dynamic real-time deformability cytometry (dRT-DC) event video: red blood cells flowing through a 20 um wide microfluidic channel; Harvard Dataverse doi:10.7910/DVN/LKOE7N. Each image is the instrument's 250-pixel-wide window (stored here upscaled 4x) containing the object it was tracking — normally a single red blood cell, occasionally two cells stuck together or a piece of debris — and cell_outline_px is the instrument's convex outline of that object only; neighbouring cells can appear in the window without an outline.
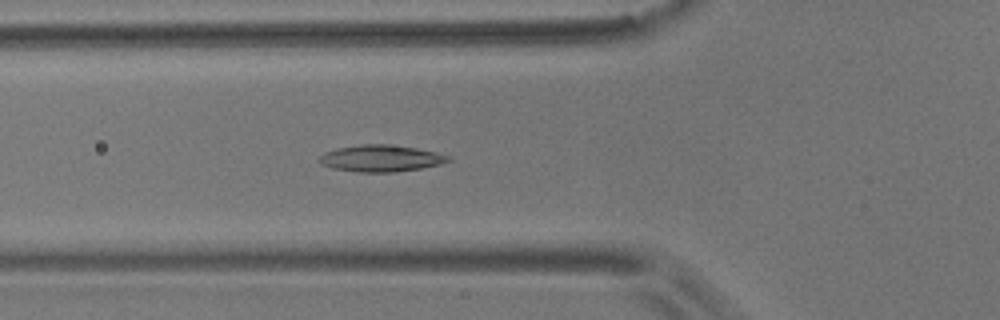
{"species": "common noctule bat (a hibernating species)", "species_latin": "Nyctalus noctula", "temperature_condition": "room temperature", "stored_images_in_passage": 55, "camera_frame_rate_fps": 3000, "um_per_image_px": 0.085, "animal": {"sex": "male", "body_mass_g": 17.9}, "frame": {"image": 1, "passage_image": 19, "time_ms": 6.0, "image_size_px": [1000, 320], "cell_outline_px": [[452, 160], [440, 164], [420, 168], [396, 172], [360, 172], [332, 168], [320, 164], [316, 160], [324, 152], [336, 148], [360, 144], [388, 144], [416, 148], [436, 152], [452, 156]], "centroid_in_image_um": [32.36, 13.45], "position_along_channel_um": 93.4, "area_um2": 20.23}}
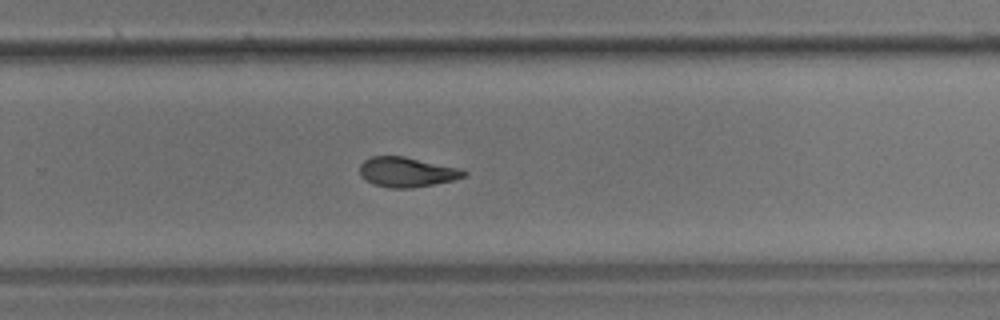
{"frame": {"image": 2, "passage_image": 36, "time_ms": 11.667, "image_size_px": [1000, 320], "cell_outline_px": [[468, 172], [464, 176], [452, 180], [412, 188], [388, 188], [372, 184], [364, 180], [360, 176], [360, 164], [364, 160], [372, 156], [404, 156], [460, 168]], "centroid_in_image_um": [34.53, 14.62], "position_along_channel_um": 295.3, "area_um2": 18.15}}
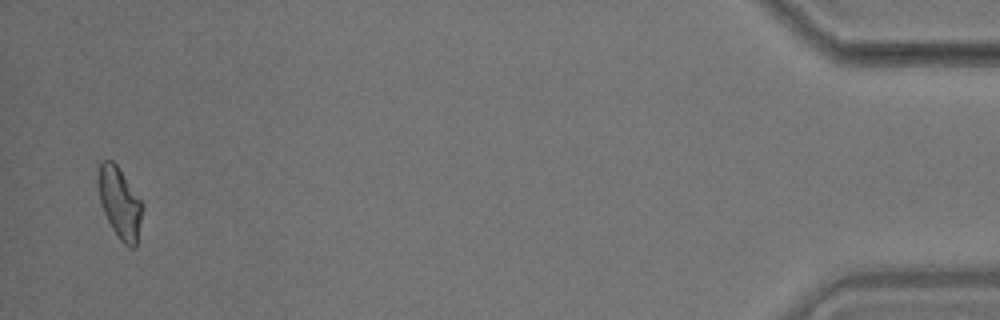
{"frame": {"image": 3, "passage_image": 54, "time_ms": 17.667, "image_size_px": [1000, 320], "cell_outline_px": [[144, 208], [136, 248], [128, 248], [120, 240], [112, 228], [104, 212], [100, 200], [96, 180], [96, 176], [100, 160], [112, 160], [116, 164], [144, 204]], "centroid_in_image_um": [10.18, 17.24], "position_along_channel_um": 425.0, "area_um2": 18.67}, "authors_computed_cell_mechanics": {"area_um2": 18.7272, "velocity_mm_per_s": 3.5622, "shape_relaxation_time_tau1_ms": 7.7939, "shape_relaxation_time_tau2_ms": 2.7711, "deformation_change_tau1": 0.1668, "deformation_change_tau2": 0.0939}}